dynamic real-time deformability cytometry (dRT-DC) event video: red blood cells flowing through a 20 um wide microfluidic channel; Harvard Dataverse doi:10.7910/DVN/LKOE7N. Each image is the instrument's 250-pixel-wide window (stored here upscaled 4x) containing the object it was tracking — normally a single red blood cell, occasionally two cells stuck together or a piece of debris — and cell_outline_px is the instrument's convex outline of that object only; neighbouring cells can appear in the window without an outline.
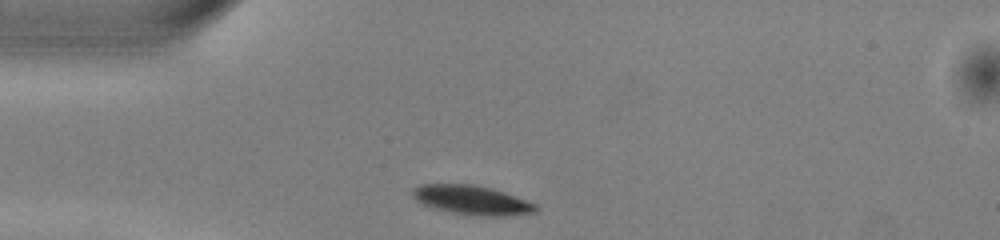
{"species": "common noctule bat (a hibernating species)", "species_latin": "Nyctalus noctula", "temperature_condition": "warm", "stored_images_in_passage": 39, "camera_frame_rate_fps": 3000, "um_per_image_px": 0.085, "animal": {"sex": "male", "body_mass_g": 13.0, "forearm_length_mm": 53.1}, "frame": {"image": 1, "passage_image": 1, "time_ms": 0.0, "image_size_px": [1000, 240], "cell_outline_px": [[540, 208], [536, 212], [500, 216], [480, 216], [452, 212], [436, 208], [424, 204], [416, 200], [412, 196], [412, 188], [420, 184], [472, 184], [492, 188], [516, 196], [536, 204]], "centroid_in_image_um": [40.12, 16.99], "position_along_channel_um": 44.9, "area_um2": 20.87}}
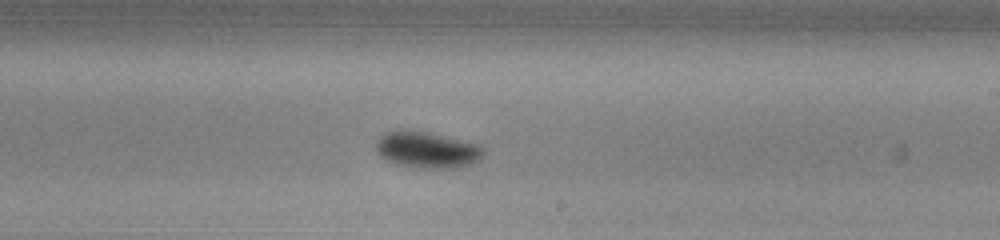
{"frame": {"image": 2, "passage_image": 18, "time_ms": 5.667, "image_size_px": [1000, 240], "cell_outline_px": [[484, 148], [480, 160], [456, 168], [416, 168], [396, 164], [380, 156], [376, 152], [376, 144], [380, 136], [384, 132], [396, 128], [428, 132], [480, 144]], "centroid_in_image_um": [36.26, 12.72], "position_along_channel_um": 252.7, "area_um2": 23.06}}
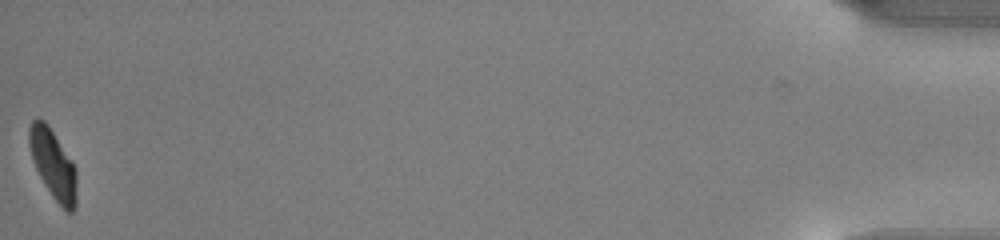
{"frame": {"image": 3, "passage_image": 39, "time_ms": 12.667, "image_size_px": [1000, 240], "cell_outline_px": [[76, 204], [72, 212], [64, 212], [52, 196], [44, 184], [32, 160], [28, 144], [28, 128], [32, 120], [36, 116], [44, 120], [48, 124], [72, 160], [76, 168]], "centroid_in_image_um": [4.5, 13.94], "position_along_channel_um": 430.7, "area_um2": 19.54}, "authors_computed_cell_mechanics": {"area_um2": 21.1548, "velocity_mm_per_s": 4.0077, "shape_relaxation_time_tau1_ms": 1.5522, "shape_relaxation_time_tau2_ms": 1.7949, "deformation_change_tau1": 0.1146, "deformation_change_tau2": 0.0546}}